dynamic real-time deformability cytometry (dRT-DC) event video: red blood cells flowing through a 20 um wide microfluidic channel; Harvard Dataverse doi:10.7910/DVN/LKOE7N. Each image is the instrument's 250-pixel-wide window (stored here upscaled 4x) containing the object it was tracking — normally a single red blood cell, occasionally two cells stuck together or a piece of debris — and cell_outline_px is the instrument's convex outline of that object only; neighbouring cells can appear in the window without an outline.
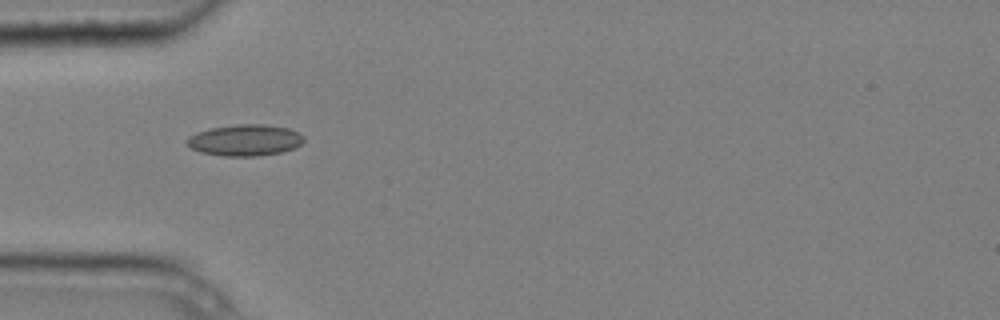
{"species": "common noctule bat (a hibernating species)", "species_latin": "Nyctalus noctula", "temperature_condition": "cold", "stored_images_in_passage": 5, "camera_frame_rate_fps": 3000, "um_per_image_px": 0.085, "animal": {"sex": "male", "body_mass_g": 20.4}, "frame": {"image": 1, "passage_image": 4, "time_ms": 1.0, "image_size_px": [1000, 320], "cell_outline_px": [[304, 140], [296, 148], [280, 152], [256, 156], [224, 156], [200, 152], [184, 144], [184, 140], [188, 136], [196, 132], [212, 128], [236, 124], [264, 124], [288, 128], [300, 132], [304, 136]], "centroid_in_image_um": [20.81, 11.91], "position_along_channel_um": 64.2, "area_um2": 21.56}}
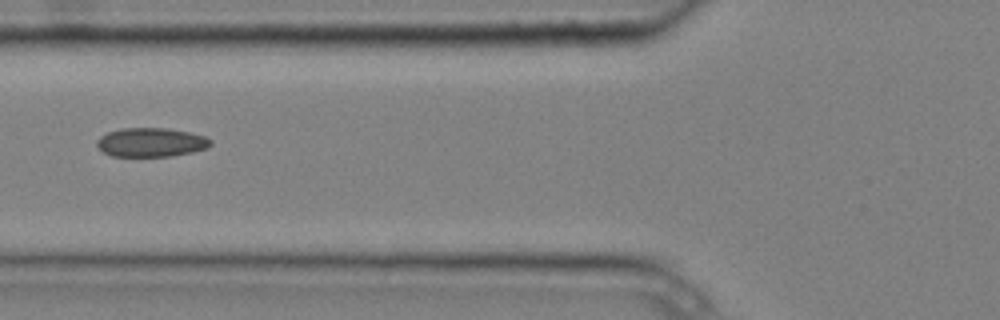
{"frame": {"image": 2, "passage_image": 5, "time_ms": 1.333, "image_size_px": [1000, 320], "cell_outline_px": [[212, 144], [208, 148], [192, 152], [172, 156], [112, 156], [104, 152], [96, 144], [96, 140], [100, 136], [108, 132], [120, 128], [168, 128], [188, 132], [204, 136], [212, 140]], "centroid_in_image_um": [12.85, 12.09], "position_along_channel_um": 113.0, "area_um2": 19.25}}